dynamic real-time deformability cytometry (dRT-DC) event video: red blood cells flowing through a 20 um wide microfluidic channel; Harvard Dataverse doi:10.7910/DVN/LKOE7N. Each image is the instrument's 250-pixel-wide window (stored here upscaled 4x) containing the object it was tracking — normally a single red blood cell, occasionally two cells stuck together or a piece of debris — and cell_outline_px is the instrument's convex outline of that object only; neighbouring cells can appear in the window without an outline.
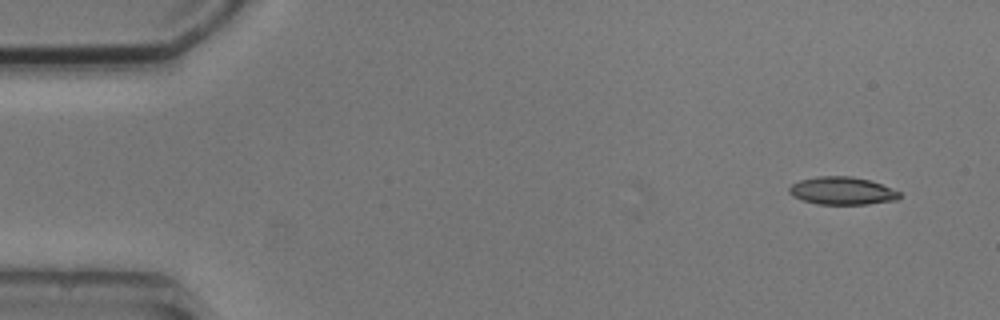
{"species": "common noctule bat (a hibernating species)", "species_latin": "Nyctalus noctula", "temperature_condition": "cold", "stored_images_in_passage": 6, "camera_frame_rate_fps": 3000, "um_per_image_px": 0.085, "animal": {"sex": "male", "body_mass_g": 20.5, "forearm_length_mm": 52.5}, "frame": {"image": 1, "passage_image": 1, "time_ms": 0.0, "image_size_px": [1000, 320], "cell_outline_px": [[900, 196], [896, 200], [868, 204], [816, 204], [792, 196], [788, 192], [788, 188], [792, 184], [800, 180], [816, 176], [852, 176], [868, 180], [880, 184], [900, 192]], "centroid_in_image_um": [71.54, 16.22], "position_along_channel_um": 13.5, "area_um2": 17.74}}
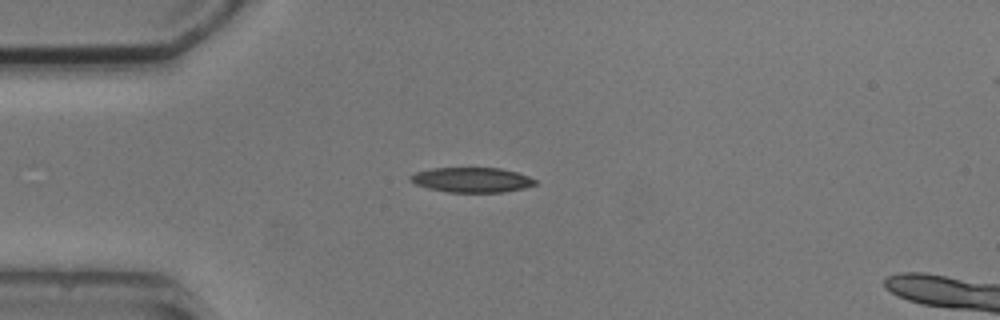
{"frame": {"image": 2, "passage_image": 4, "time_ms": 3.333, "image_size_px": [1000, 320], "cell_outline_px": [[536, 184], [524, 188], [504, 192], [448, 192], [428, 188], [416, 184], [408, 180], [408, 176], [416, 172], [432, 168], [500, 168], [516, 172], [528, 176], [536, 180]], "centroid_in_image_um": [40.08, 15.29], "position_along_channel_um": 44.9, "area_um2": 18.09}}
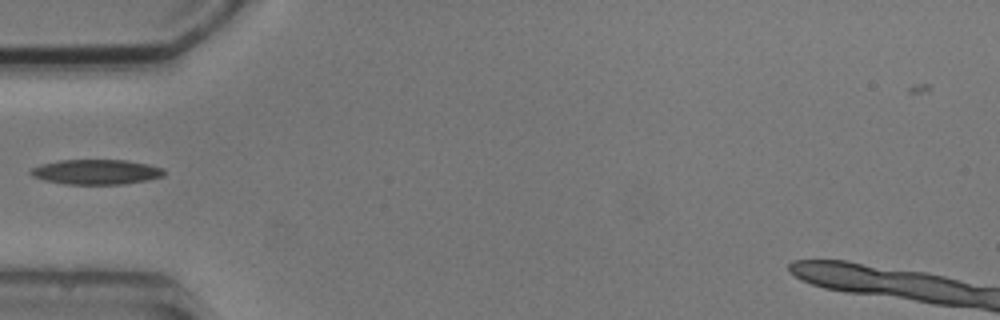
{"frame": {"image": 3, "passage_image": 5, "time_ms": 4.667, "image_size_px": [1000, 320], "cell_outline_px": [[164, 176], [148, 180], [124, 184], [64, 184], [44, 180], [32, 176], [28, 172], [32, 168], [40, 164], [60, 160], [128, 160], [148, 164], [164, 168]], "centroid_in_image_um": [8.18, 14.61], "position_along_channel_um": 76.8, "area_um2": 19.54}}